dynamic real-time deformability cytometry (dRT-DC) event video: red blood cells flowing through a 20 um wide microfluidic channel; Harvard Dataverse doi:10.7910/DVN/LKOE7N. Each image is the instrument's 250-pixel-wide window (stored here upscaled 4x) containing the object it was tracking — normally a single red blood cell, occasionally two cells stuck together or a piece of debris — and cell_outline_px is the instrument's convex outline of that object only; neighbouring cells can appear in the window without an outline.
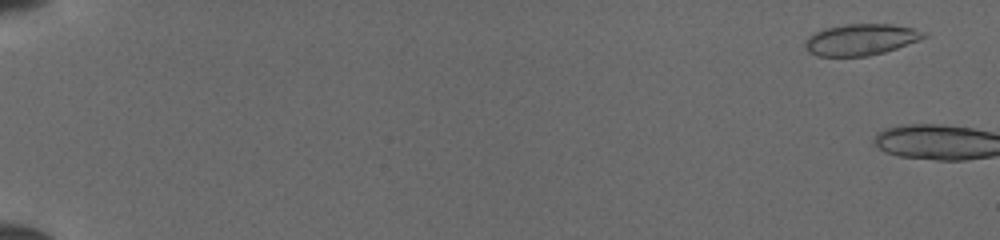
{"species": "common noctule bat (a hibernating species)", "species_latin": "Nyctalus noctula", "temperature_condition": "cold", "stored_images_in_passage": 5, "camera_frame_rate_fps": 3000, "um_per_image_px": 0.085, "animal": {"sex": "female", "body_mass_g": 19.5, "forearm_length_mm": 54.1}, "frame": {"image": 1, "passage_image": 3, "time_ms": 0.667, "image_size_px": [1000, 240], "cell_outline_px": [[928, 36], [920, 40], [884, 52], [868, 56], [816, 56], [808, 52], [804, 48], [804, 40], [812, 32], [824, 28], [848, 24], [892, 24], [912, 28], [928, 32]], "centroid_in_image_um": [73.14, 3.36], "position_along_channel_um": 11.9, "area_um2": 21.96}}